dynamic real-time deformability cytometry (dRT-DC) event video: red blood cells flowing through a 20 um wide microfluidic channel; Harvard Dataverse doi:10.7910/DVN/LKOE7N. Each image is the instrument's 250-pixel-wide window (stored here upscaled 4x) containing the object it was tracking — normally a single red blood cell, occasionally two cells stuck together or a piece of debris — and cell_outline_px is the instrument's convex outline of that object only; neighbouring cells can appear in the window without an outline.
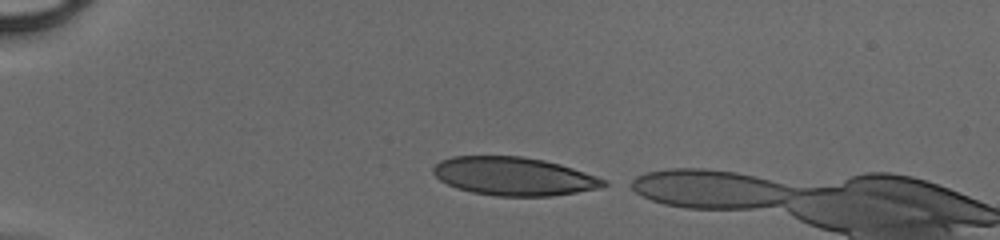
{"species": "human", "species_latin": "Homo sapiens", "temperature_condition": "cold", "stored_images_in_passage": 9, "camera_frame_rate_fps": 3000, "um_per_image_px": 0.085, "donor": {"sex": "male"}, "frame": {"image": 1, "passage_image": 1, "time_ms": 0.0, "image_size_px": [1000, 240], "cell_outline_px": [[608, 184], [600, 188], [552, 196], [496, 196], [472, 192], [456, 188], [440, 180], [432, 172], [432, 168], [440, 160], [452, 156], [524, 156], [544, 160], [560, 164], [608, 180]], "centroid_in_image_um": [43.67, 14.98], "position_along_channel_um": 41.3, "area_um2": 38.15}}
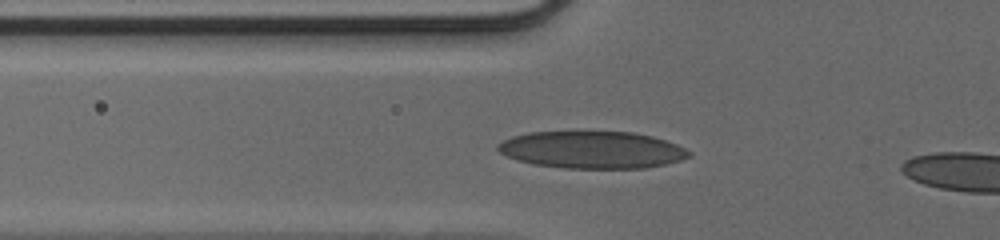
{"frame": {"image": 2, "passage_image": 7, "time_ms": 2.0, "image_size_px": [1000, 240], "cell_outline_px": [[692, 156], [668, 164], [644, 168], [564, 168], [532, 164], [516, 160], [500, 152], [496, 148], [504, 140], [512, 136], [532, 132], [632, 132], [652, 136], [676, 144], [692, 152]], "centroid_in_image_um": [50.35, 12.74], "position_along_channel_um": 75.4, "area_um2": 41.33}}